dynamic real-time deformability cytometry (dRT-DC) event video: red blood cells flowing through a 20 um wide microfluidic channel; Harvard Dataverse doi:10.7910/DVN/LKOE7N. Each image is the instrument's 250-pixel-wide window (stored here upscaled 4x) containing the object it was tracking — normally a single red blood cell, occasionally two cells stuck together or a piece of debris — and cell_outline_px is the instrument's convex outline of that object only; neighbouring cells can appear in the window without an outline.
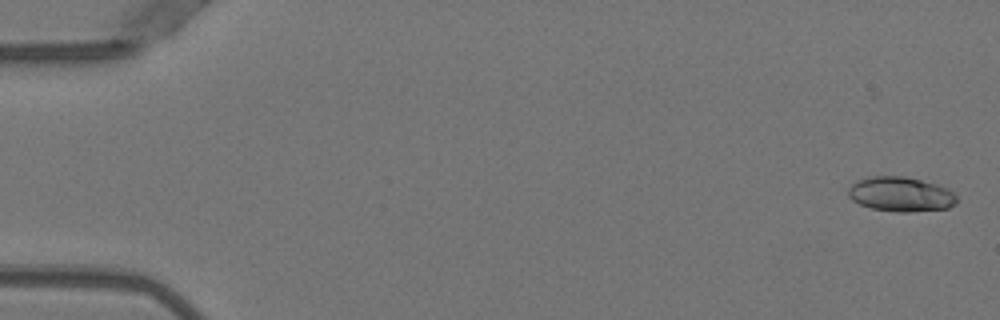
{"species": "Egyptian fruit bat (a non-hibernating species)", "species_latin": "Rousettus aegyptiacus", "temperature_condition": "warm", "stored_images_in_passage": 51, "camera_frame_rate_fps": 3000, "um_per_image_px": 0.085, "animal": {"sex": "female"}, "frame": {"image": 1, "passage_image": 1, "time_ms": 0.0, "image_size_px": [1000, 320], "cell_outline_px": [[956, 204], [948, 208], [908, 212], [896, 212], [872, 208], [860, 204], [852, 200], [848, 196], [848, 188], [856, 180], [872, 176], [904, 176], [936, 184], [948, 188], [956, 196]], "centroid_in_image_um": [76.55, 16.51], "position_along_channel_um": 8.5, "area_um2": 21.91}}
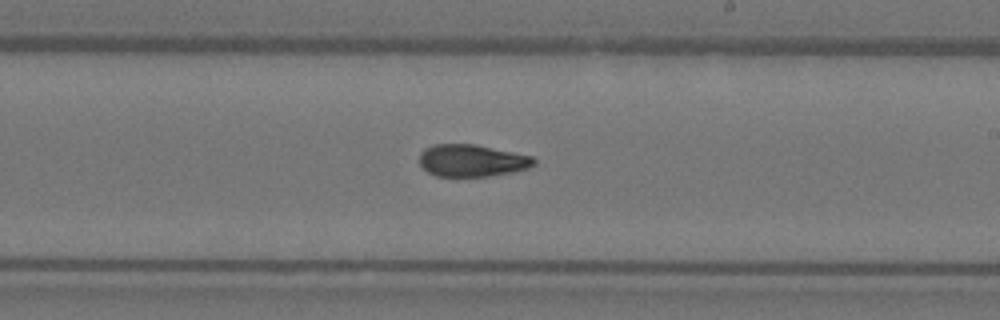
{"frame": {"image": 2, "passage_image": 30, "time_ms": 9.667, "image_size_px": [1000, 320], "cell_outline_px": [[536, 164], [528, 168], [512, 172], [488, 176], [436, 176], [428, 172], [420, 164], [420, 152], [424, 148], [432, 144], [476, 144], [532, 156], [536, 160]], "centroid_in_image_um": [40.11, 13.64], "position_along_channel_um": 248.9, "area_um2": 21.5}}
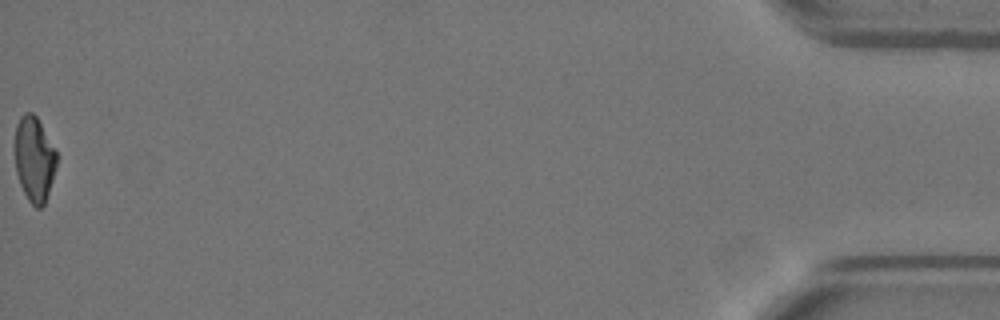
{"frame": {"image": 3, "passage_image": 51, "time_ms": 16.667, "image_size_px": [1000, 320], "cell_outline_px": [[56, 168], [44, 204], [40, 208], [36, 208], [28, 200], [20, 184], [16, 172], [16, 124], [20, 116], [24, 112], [32, 112], [36, 116], [56, 152]], "centroid_in_image_um": [2.91, 13.52], "position_along_channel_um": 432.3, "area_um2": 20.23}, "authors_computed_cell_mechanics": {"area_um2": 21.7328, "velocity_mm_per_s": 4.012, "shape_relaxation_time_tau1_ms": null, "shape_relaxation_time_tau2_ms": 2.9896, "deformation_change_tau1": null, "deformation_change_tau2": 0.0974}}